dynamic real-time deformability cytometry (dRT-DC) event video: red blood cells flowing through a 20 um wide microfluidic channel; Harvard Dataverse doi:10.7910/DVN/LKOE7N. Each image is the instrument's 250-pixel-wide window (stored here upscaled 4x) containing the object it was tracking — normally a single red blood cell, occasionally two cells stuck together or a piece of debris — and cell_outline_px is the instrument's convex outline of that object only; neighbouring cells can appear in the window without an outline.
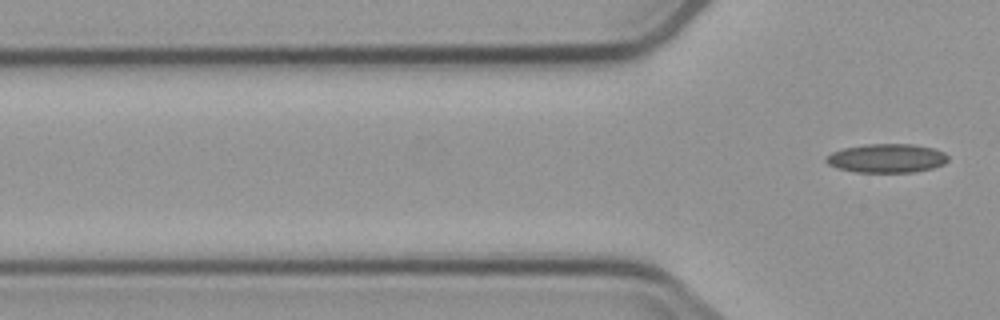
{"species": "common noctule bat (a hibernating species)", "species_latin": "Nyctalus noctula", "temperature_condition": "cold", "stored_images_in_passage": 2, "camera_frame_rate_fps": 3000, "um_per_image_px": 0.085, "animal": {"sex": "male", "body_mass_g": 23.1, "forearm_length_mm": 52.7}, "frame": {"image": 1, "passage_image": 2, "time_ms": 2.333, "image_size_px": [1000, 320], "cell_outline_px": [[948, 160], [944, 164], [932, 168], [912, 172], [856, 172], [836, 168], [828, 164], [824, 160], [832, 152], [844, 148], [868, 144], [912, 144], [932, 148], [944, 152], [948, 156]], "centroid_in_image_um": [75.37, 13.45], "position_along_channel_um": 50.4, "area_um2": 20.4}}